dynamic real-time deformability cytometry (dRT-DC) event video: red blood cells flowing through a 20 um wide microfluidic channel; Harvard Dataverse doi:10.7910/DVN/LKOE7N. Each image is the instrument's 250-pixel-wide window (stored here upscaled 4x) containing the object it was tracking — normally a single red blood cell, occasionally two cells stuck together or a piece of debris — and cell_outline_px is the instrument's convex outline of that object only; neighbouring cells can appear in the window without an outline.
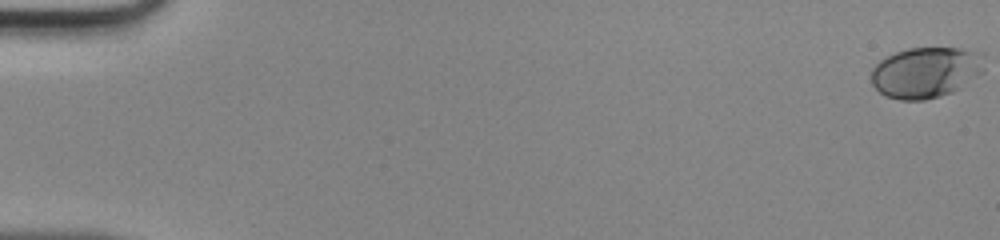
{"species": "human", "species_latin": "Homo sapiens", "temperature_condition": "room temperature", "stored_images_in_passage": 49, "camera_frame_rate_fps": 3000, "um_per_image_px": 0.085, "donor": {"sex": "male"}, "frame": {"image": 1, "passage_image": 1, "time_ms": 0.0, "image_size_px": [1000, 240], "cell_outline_px": [[984, 72], [952, 92], [940, 96], [924, 100], [900, 100], [884, 96], [872, 84], [872, 68], [880, 60], [896, 52], [908, 48], [960, 48], [984, 52]], "centroid_in_image_um": [78.72, 6.14], "position_along_channel_um": 6.3, "area_um2": 33.7}}
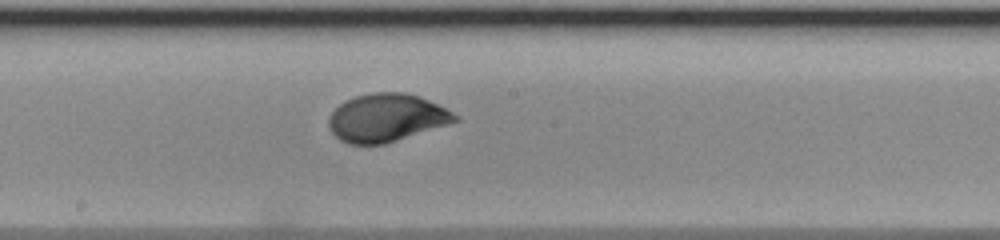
{"frame": {"image": 2, "passage_image": 28, "time_ms": 9.0, "image_size_px": [1000, 240], "cell_outline_px": [[460, 120], [448, 124], [384, 144], [348, 144], [340, 140], [332, 132], [328, 124], [328, 120], [332, 112], [344, 100], [356, 96], [372, 92], [408, 92], [420, 96], [460, 116]], "centroid_in_image_um": [32.84, 10.0], "position_along_channel_um": 215.4, "area_um2": 35.14}}
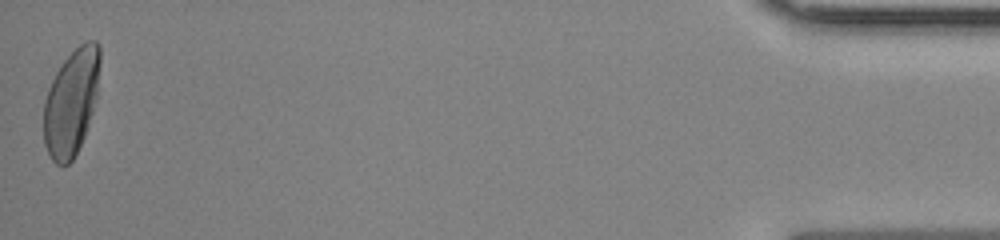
{"frame": {"image": 3, "passage_image": 49, "time_ms": 16.0, "image_size_px": [1000, 240], "cell_outline_px": [[100, 60], [96, 100], [84, 136], [72, 160], [64, 168], [56, 164], [52, 160], [44, 144], [44, 100], [48, 88], [60, 64], [80, 44], [88, 40], [96, 40], [100, 44]], "centroid_in_image_um": [6.05, 8.68], "position_along_channel_um": 429.1, "area_um2": 34.85}}